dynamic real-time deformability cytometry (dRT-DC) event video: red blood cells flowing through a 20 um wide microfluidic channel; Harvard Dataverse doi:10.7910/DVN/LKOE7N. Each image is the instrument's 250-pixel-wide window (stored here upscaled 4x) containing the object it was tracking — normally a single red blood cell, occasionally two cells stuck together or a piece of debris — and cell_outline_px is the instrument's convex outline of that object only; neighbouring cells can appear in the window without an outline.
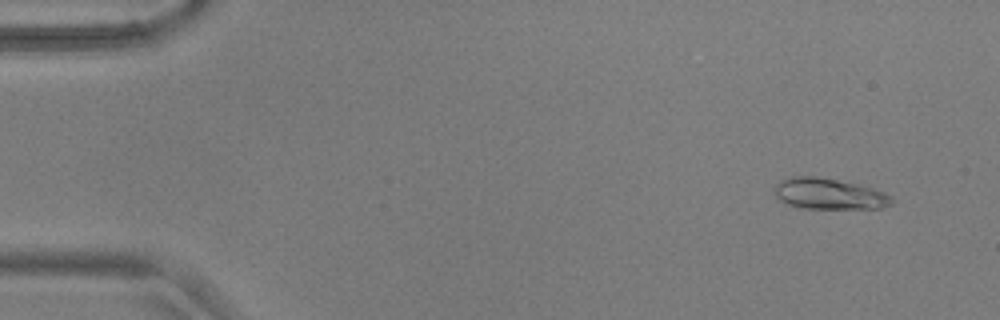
{"species": "common noctule bat (a hibernating species)", "species_latin": "Nyctalus noctula", "temperature_condition": "warm", "stored_images_in_passage": 55, "camera_frame_rate_fps": 3000, "um_per_image_px": 0.085, "animal": {"sex": "male", "body_mass_g": 17.9, "forearm_length_mm": 54.2}, "frame": {"image": 1, "passage_image": 4, "time_ms": 1.0, "image_size_px": [1000, 320], "cell_outline_px": [[892, 204], [880, 208], [800, 208], [788, 204], [780, 200], [772, 192], [776, 184], [792, 176], [812, 176], [836, 180], [856, 184], [872, 188], [884, 192], [892, 196]], "centroid_in_image_um": [70.45, 16.48], "position_along_channel_um": 14.6, "area_um2": 20.92}}
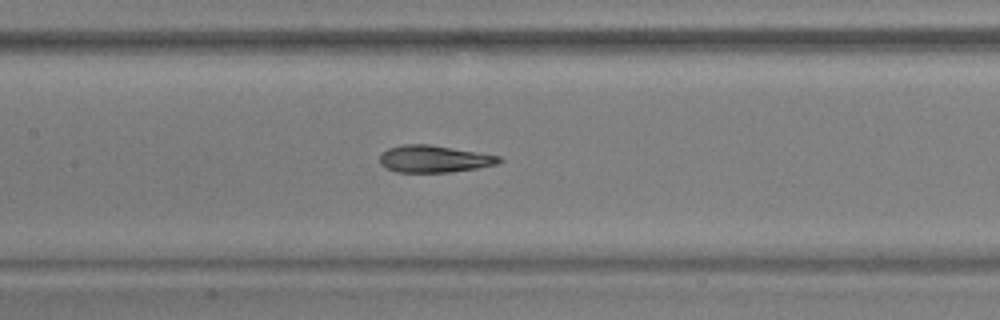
{"frame": {"image": 2, "passage_image": 26, "time_ms": 8.333, "image_size_px": [1000, 320], "cell_outline_px": [[504, 160], [496, 164], [476, 168], [452, 172], [396, 172], [380, 164], [380, 156], [388, 148], [404, 144], [428, 144], [500, 156]], "centroid_in_image_um": [36.9, 13.51], "position_along_channel_um": 170.5, "area_um2": 18.61}}
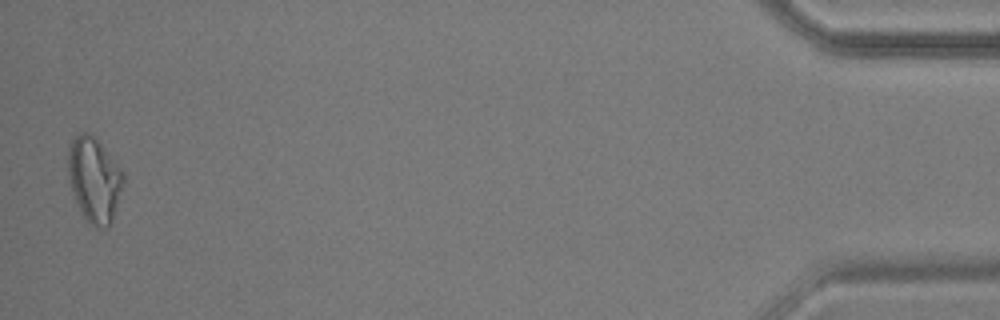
{"frame": {"image": 3, "passage_image": 54, "time_ms": 17.667, "image_size_px": [1000, 320], "cell_outline_px": [[124, 180], [112, 220], [108, 228], [96, 228], [80, 212], [72, 188], [68, 172], [68, 148], [72, 140], [80, 132], [88, 132], [100, 144], [124, 172]], "centroid_in_image_um": [8.01, 15.27], "position_along_channel_um": 427.2, "area_um2": 26.76}, "authors_computed_cell_mechanics": {"area_um2": 19.8254, "velocity_mm_per_s": 3.6747, "shape_relaxation_time_tau1_ms": 8.4749, "shape_relaxation_time_tau2_ms": 1.8236, "deformation_change_tau1": 0.2232, "deformation_change_tau2": 0.0733}}